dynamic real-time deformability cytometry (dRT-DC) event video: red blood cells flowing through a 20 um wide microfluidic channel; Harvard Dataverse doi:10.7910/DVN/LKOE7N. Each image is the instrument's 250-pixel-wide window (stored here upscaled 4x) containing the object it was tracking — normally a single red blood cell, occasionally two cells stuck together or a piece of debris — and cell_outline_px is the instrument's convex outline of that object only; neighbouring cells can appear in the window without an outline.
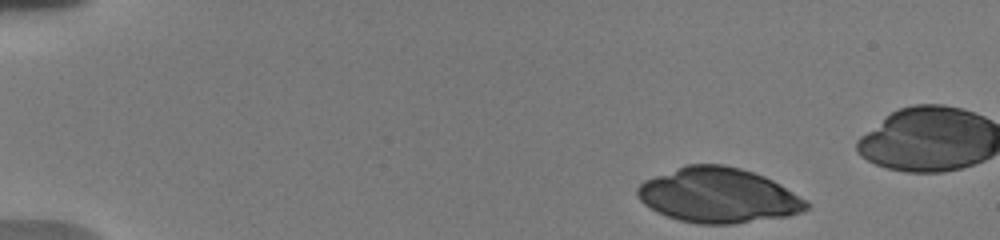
{"species": "human", "species_latin": "Homo sapiens", "temperature_condition": "warm", "stored_images_in_passage": 40, "camera_frame_rate_fps": 3000, "um_per_image_px": 0.085, "donor": {"sex": "male"}, "frame": {"image": 1, "passage_image": 1, "time_ms": 0.0, "image_size_px": [1000, 240], "cell_outline_px": [[812, 208], [804, 212], [788, 216], [732, 224], [696, 224], [680, 220], [656, 212], [644, 204], [636, 196], [636, 188], [644, 180], [688, 164], [724, 164], [740, 168], [764, 176], [780, 184], [808, 200], [812, 204]], "centroid_in_image_um": [61.09, 16.61], "position_along_channel_um": 23.9, "area_um2": 54.39}}